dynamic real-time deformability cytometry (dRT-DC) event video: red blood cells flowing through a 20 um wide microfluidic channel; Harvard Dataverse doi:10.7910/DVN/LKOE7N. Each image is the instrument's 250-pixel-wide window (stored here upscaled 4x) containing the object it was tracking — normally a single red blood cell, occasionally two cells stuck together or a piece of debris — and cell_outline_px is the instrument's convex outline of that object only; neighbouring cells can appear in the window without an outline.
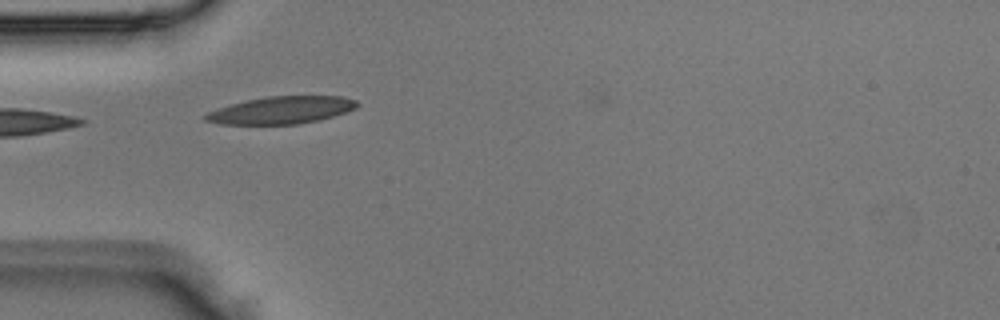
{"species": "Egyptian fruit bat (a non-hibernating species)", "species_latin": "Rousettus aegyptiacus", "temperature_condition": "room temperature", "stored_images_in_passage": 3, "camera_frame_rate_fps": 3000, "um_per_image_px": 0.085, "animal": {"sex": "male"}, "frame": {"image": 1, "passage_image": 2, "time_ms": 0.333, "image_size_px": [1000, 320], "cell_outline_px": [[360, 104], [356, 108], [320, 120], [296, 124], [220, 124], [204, 120], [204, 116], [208, 112], [232, 104], [248, 100], [268, 96], [340, 96], [356, 100]], "centroid_in_image_um": [23.94, 9.36], "position_along_channel_um": 61.1, "area_um2": 23.87}}
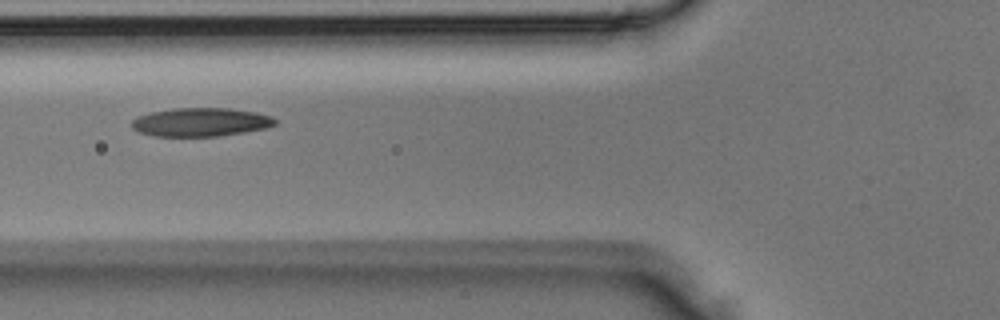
{"frame": {"image": 2, "passage_image": 3, "time_ms": 0.667, "image_size_px": [1000, 320], "cell_outline_px": [[276, 124], [264, 128], [244, 132], [220, 136], [152, 136], [140, 132], [132, 128], [132, 120], [140, 116], [152, 112], [172, 108], [228, 108], [256, 112], [272, 116], [276, 120]], "centroid_in_image_um": [17.07, 10.38], "position_along_channel_um": 108.7, "area_um2": 23.76}}